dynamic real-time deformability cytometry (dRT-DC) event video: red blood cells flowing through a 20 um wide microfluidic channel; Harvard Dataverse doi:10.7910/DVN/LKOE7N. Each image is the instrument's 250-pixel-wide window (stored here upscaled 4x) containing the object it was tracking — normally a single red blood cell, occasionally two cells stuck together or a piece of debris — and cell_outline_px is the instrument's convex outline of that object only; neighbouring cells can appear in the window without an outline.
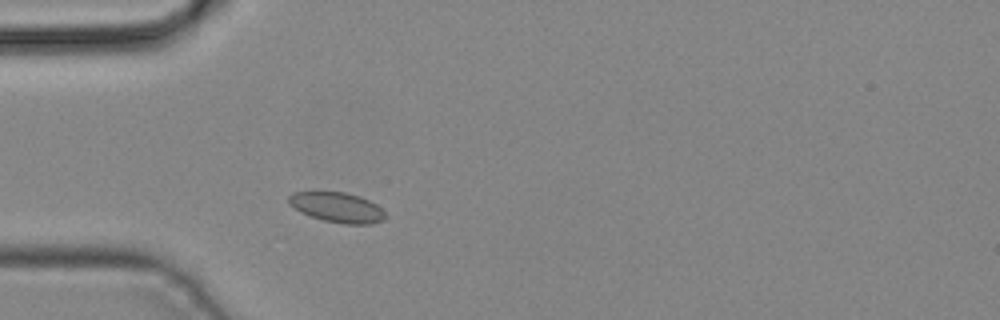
{"species": "common noctule bat (a hibernating species)", "species_latin": "Nyctalus noctula", "temperature_condition": "cold", "stored_images_in_passage": 7, "camera_frame_rate_fps": 3000, "um_per_image_px": 0.085, "animal": {"sex": "male", "body_mass_g": 19.2, "forearm_length_mm": 51.8}, "frame": {"image": 1, "passage_image": 6, "time_ms": 1.667, "image_size_px": [1000, 320], "cell_outline_px": [[388, 216], [384, 220], [372, 224], [344, 224], [324, 220], [300, 212], [288, 204], [288, 196], [292, 192], [344, 192], [360, 196], [376, 204]], "centroid_in_image_um": [28.67, 17.63], "position_along_channel_um": 56.3, "area_um2": 16.94}}